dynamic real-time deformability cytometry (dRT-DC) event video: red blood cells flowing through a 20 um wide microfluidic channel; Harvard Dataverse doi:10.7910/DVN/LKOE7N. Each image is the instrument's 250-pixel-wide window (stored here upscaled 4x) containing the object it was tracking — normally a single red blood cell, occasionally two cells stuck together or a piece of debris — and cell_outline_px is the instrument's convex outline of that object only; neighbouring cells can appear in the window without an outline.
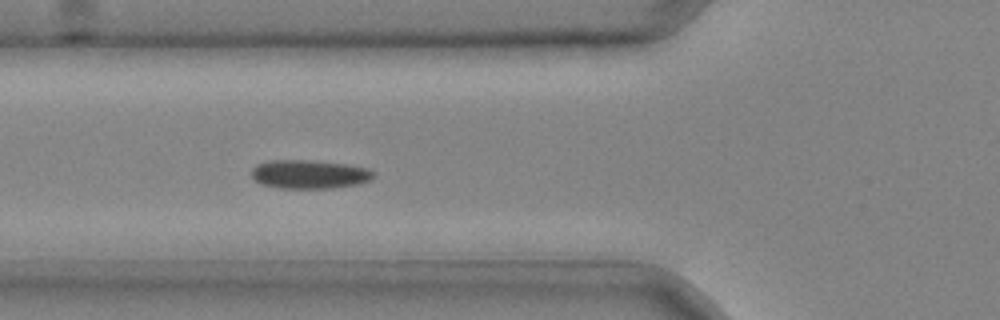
{"species": "common noctule bat (a hibernating species)", "species_latin": "Nyctalus noctula", "temperature_condition": "cold", "stored_images_in_passage": 40, "camera_frame_rate_fps": 3000, "um_per_image_px": 0.085, "animal": {"sex": "male", "body_mass_g": 20.4}, "frame": {"image": 1, "passage_image": 16, "time_ms": 5.0, "image_size_px": [1000, 320], "cell_outline_px": [[376, 172], [368, 180], [356, 184], [332, 188], [280, 188], [260, 184], [252, 176], [252, 168], [256, 164], [268, 160], [308, 160], [348, 164], [368, 168]], "centroid_in_image_um": [26.27, 14.8], "position_along_channel_um": 99.5, "area_um2": 20.4}}
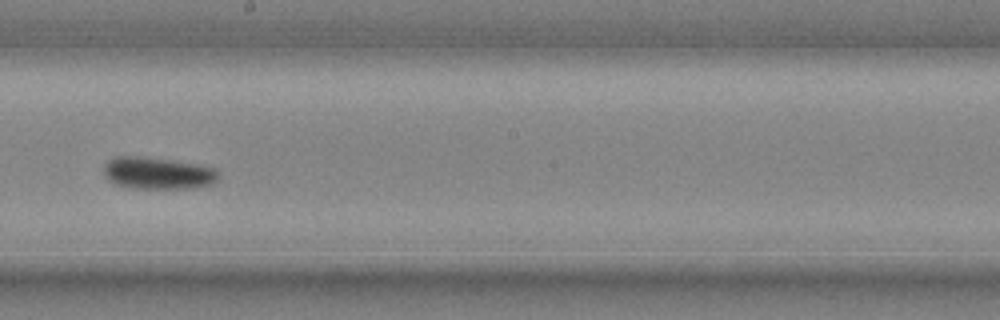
{"frame": {"image": 2, "passage_image": 25, "time_ms": 8.0, "image_size_px": [1000, 320], "cell_outline_px": [[220, 176], [212, 184], [192, 188], [132, 188], [116, 184], [108, 180], [104, 176], [104, 164], [112, 156], [140, 156], [172, 160], [196, 164], [212, 168]], "centroid_in_image_um": [13.35, 14.71], "position_along_channel_um": 234.8, "area_um2": 21.39}}
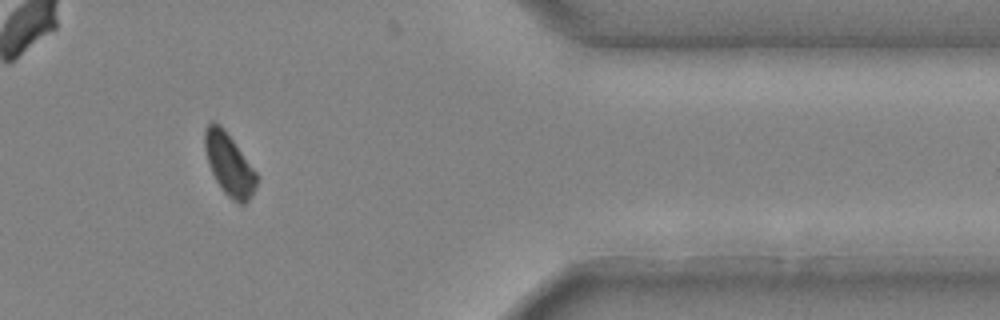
{"frame": {"image": 3, "passage_image": 37, "time_ms": 12.0, "image_size_px": [1000, 320], "cell_outline_px": [[260, 176], [248, 200], [244, 204], [240, 204], [232, 200], [224, 192], [216, 180], [208, 164], [204, 148], [204, 128], [212, 120], [220, 124], [224, 128]], "centroid_in_image_um": [19.47, 13.93], "position_along_channel_um": 391.9, "area_um2": 18.84}}